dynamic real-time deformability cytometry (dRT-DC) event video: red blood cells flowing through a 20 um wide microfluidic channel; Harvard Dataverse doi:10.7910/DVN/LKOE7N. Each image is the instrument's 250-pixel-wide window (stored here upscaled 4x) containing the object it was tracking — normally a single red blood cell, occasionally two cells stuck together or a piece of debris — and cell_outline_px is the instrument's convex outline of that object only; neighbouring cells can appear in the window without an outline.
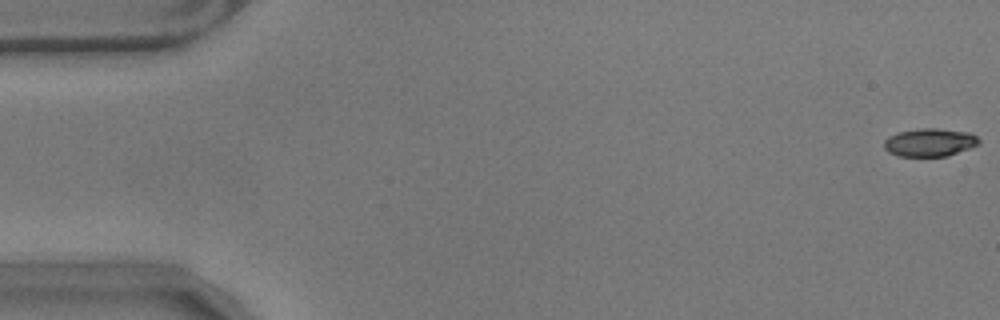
{"species": "common noctule bat (a hibernating species)", "species_latin": "Nyctalus noctula", "temperature_condition": "warm", "stored_images_in_passage": 57, "camera_frame_rate_fps": 3000, "um_per_image_px": 0.085, "animal": {"sex": "male", "body_mass_g": 17.9}, "frame": {"image": 1, "passage_image": 1, "time_ms": 0.0, "image_size_px": [1000, 320], "cell_outline_px": [[980, 144], [948, 156], [896, 156], [888, 152], [884, 148], [884, 140], [888, 136], [900, 132], [920, 128], [936, 128], [968, 132], [976, 136], [980, 140]], "centroid_in_image_um": [79.02, 12.11], "position_along_channel_um": 6.0, "area_um2": 15.55}}
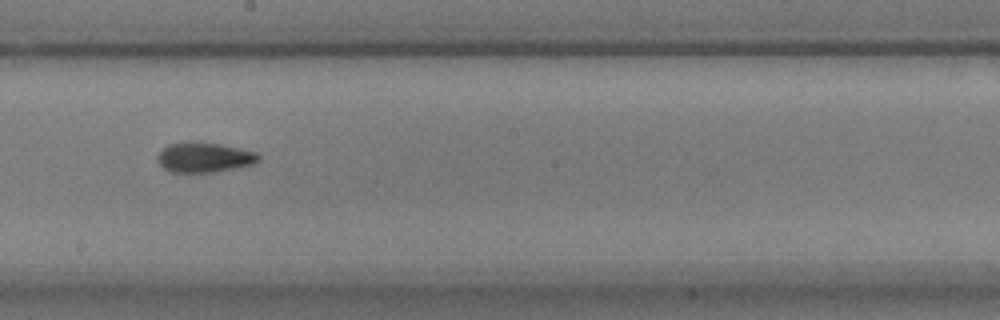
{"frame": {"image": 2, "passage_image": 32, "time_ms": 10.333, "image_size_px": [1000, 320], "cell_outline_px": [[260, 160], [256, 164], [212, 172], [172, 172], [164, 168], [156, 160], [156, 156], [168, 144], [188, 140], [192, 140], [220, 144], [240, 148], [256, 152], [260, 156]], "centroid_in_image_um": [17.36, 13.35], "position_along_channel_um": 230.8, "area_um2": 17.92}}
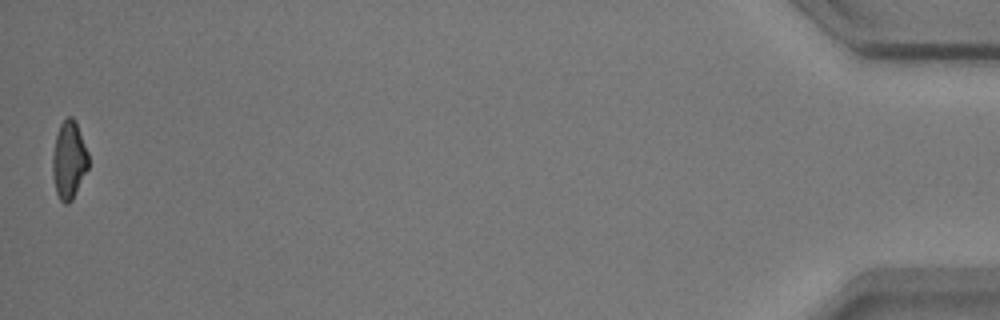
{"frame": {"image": 3, "passage_image": 57, "time_ms": 18.667, "image_size_px": [1000, 320], "cell_outline_px": [[88, 168], [72, 200], [68, 204], [64, 204], [60, 200], [56, 192], [52, 176], [52, 156], [56, 136], [60, 124], [68, 116], [72, 116], [76, 120], [88, 152]], "centroid_in_image_um": [5.85, 13.6], "position_along_channel_um": 429.3, "area_um2": 16.36}, "authors_computed_cell_mechanics": {"area_um2": 16.5886, "velocity_mm_per_s": 3.5418, "shape_relaxation_time_tau1_ms": 7.5041, "shape_relaxation_time_tau2_ms": 3.2298, "deformation_change_tau1": 0.2137, "deformation_change_tau2": 0.0953}}